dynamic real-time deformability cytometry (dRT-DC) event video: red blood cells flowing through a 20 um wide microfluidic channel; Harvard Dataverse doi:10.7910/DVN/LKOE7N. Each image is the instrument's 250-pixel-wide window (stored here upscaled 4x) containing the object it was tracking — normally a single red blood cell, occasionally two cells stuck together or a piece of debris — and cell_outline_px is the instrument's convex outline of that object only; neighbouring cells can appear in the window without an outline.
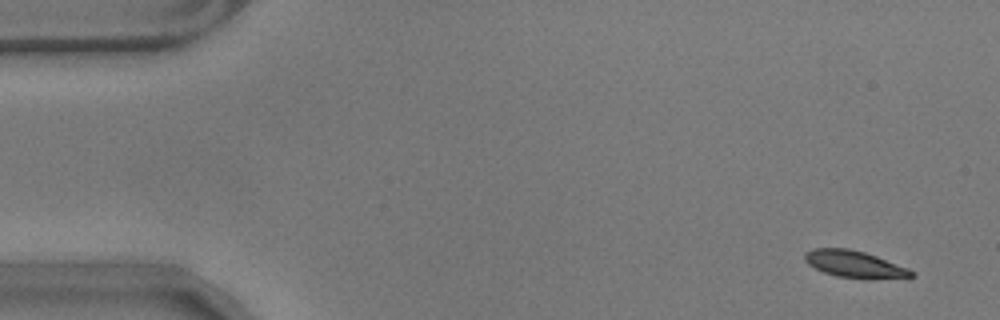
{"species": "common noctule bat (a hibernating species)", "species_latin": "Nyctalus noctula", "temperature_condition": "warm", "stored_images_in_passage": 14, "camera_frame_rate_fps": 3000, "um_per_image_px": 0.085, "animal": {"sex": "male", "body_mass_g": 17.9}, "frame": {"image": 1, "passage_image": 4, "time_ms": 1.0, "image_size_px": [1000, 320], "cell_outline_px": [[916, 276], [872, 280], [868, 280], [836, 276], [824, 272], [808, 264], [804, 260], [804, 252], [812, 248], [848, 248], [864, 252], [876, 256], [908, 268], [916, 272]], "centroid_in_image_um": [72.65, 22.47], "position_along_channel_um": 12.4, "area_um2": 16.99}}